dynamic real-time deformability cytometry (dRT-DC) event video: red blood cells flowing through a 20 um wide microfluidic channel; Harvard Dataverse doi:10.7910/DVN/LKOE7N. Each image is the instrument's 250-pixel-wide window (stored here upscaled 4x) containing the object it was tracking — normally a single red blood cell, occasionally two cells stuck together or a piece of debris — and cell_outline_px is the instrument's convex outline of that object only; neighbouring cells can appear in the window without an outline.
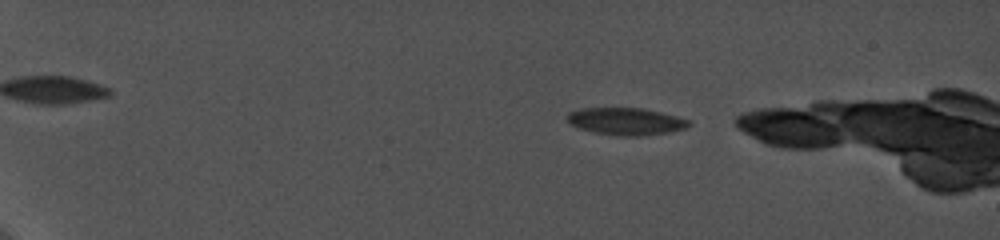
{"species": "common noctule bat (a hibernating species)", "species_latin": "Nyctalus noctula", "temperature_condition": "cold", "stored_images_in_passage": 33, "camera_frame_rate_fps": 5000, "um_per_image_px": 0.085, "animal": {"sex": "female", "body_mass_g": 19.0, "forearm_length_mm": 56.7}, "frame": {"image": 1, "passage_image": 4, "time_ms": 1.0, "image_size_px": [1000, 240], "cell_outline_px": [[692, 124], [688, 128], [668, 132], [640, 136], [620, 136], [596, 132], [580, 128], [572, 124], [568, 120], [568, 112], [580, 108], [644, 108], [692, 120]], "centroid_in_image_um": [53.27, 10.31], "position_along_channel_um": 31.7, "area_um2": 19.25}}
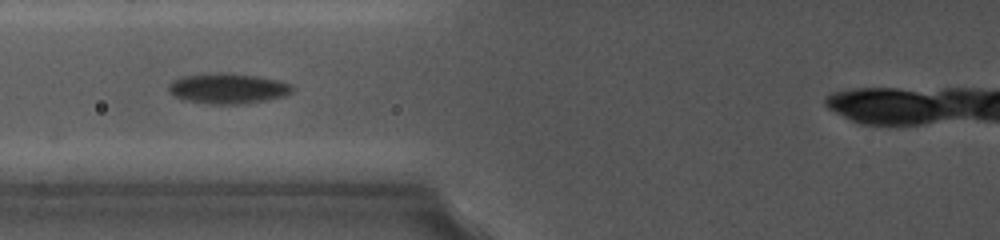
{"frame": {"image": 2, "passage_image": 19, "time_ms": 6.2, "image_size_px": [1000, 240], "cell_outline_px": [[296, 88], [292, 92], [284, 96], [264, 100], [240, 104], [208, 104], [180, 100], [168, 92], [168, 84], [172, 80], [180, 76], [208, 72], [232, 72], [280, 80], [292, 84]], "centroid_in_image_um": [19.32, 7.5], "position_along_channel_um": 106.5, "area_um2": 22.6}}
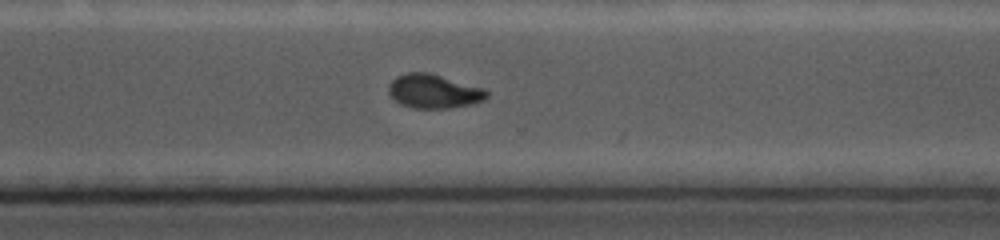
{"frame": {"image": 3, "passage_image": 32, "time_ms": 12.2, "image_size_px": [1000, 240], "cell_outline_px": [[488, 96], [484, 100], [468, 104], [448, 108], [412, 108], [400, 104], [388, 92], [388, 84], [396, 76], [408, 72], [428, 72], [484, 88], [488, 92]], "centroid_in_image_um": [36.84, 7.75], "position_along_channel_um": 333.8, "area_um2": 19.31}}